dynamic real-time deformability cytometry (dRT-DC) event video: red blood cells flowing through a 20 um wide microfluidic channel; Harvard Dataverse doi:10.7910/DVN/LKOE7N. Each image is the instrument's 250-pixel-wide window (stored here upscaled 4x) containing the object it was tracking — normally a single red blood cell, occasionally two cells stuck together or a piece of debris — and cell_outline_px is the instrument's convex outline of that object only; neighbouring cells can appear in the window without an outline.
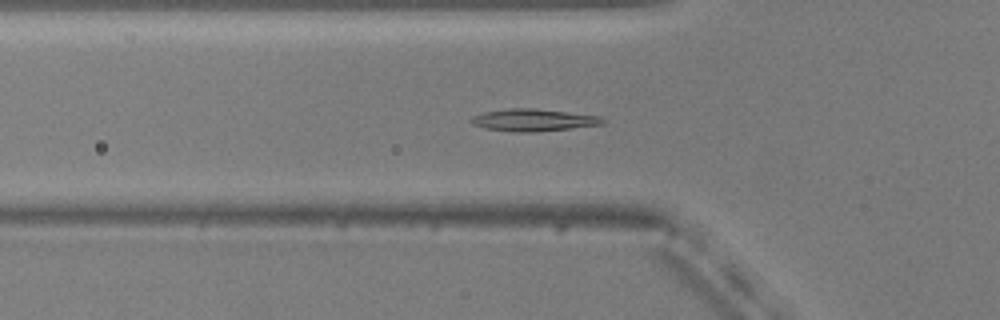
{"species": "common noctule bat (a hibernating species)", "species_latin": "Nyctalus noctula", "temperature_condition": "warm", "stored_images_in_passage": 37, "camera_frame_rate_fps": 3000, "um_per_image_px": 0.085, "animal": {"sex": "male", "body_mass_g": 20.5, "forearm_length_mm": 52.5}, "frame": {"image": 1, "passage_image": 10, "time_ms": 3.0, "image_size_px": [1000, 320], "cell_outline_px": [[608, 120], [604, 124], [572, 128], [528, 132], [516, 132], [488, 128], [472, 124], [472, 116], [484, 112], [508, 108], [536, 108], [600, 116]], "centroid_in_image_um": [45.4, 10.19], "position_along_channel_um": 80.4, "area_um2": 16.88}}
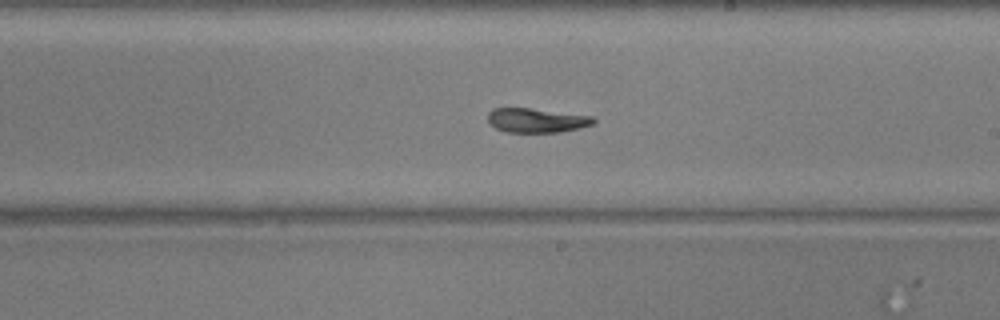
{"frame": {"image": 2, "passage_image": 23, "time_ms": 7.333, "image_size_px": [1000, 320], "cell_outline_px": [[596, 124], [580, 128], [560, 132], [508, 132], [496, 128], [488, 120], [488, 112], [492, 108], [528, 108], [596, 116]], "centroid_in_image_um": [45.68, 10.22], "position_along_channel_um": 243.3, "area_um2": 15.09}}
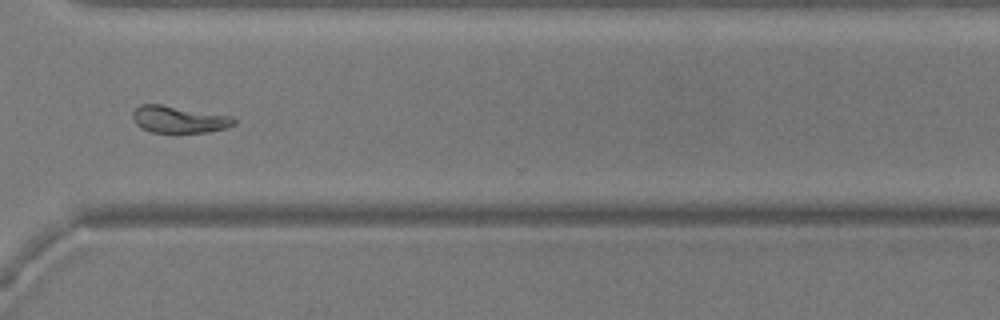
{"frame": {"image": 3, "passage_image": 32, "time_ms": 10.333, "image_size_px": [1000, 320], "cell_outline_px": [[236, 124], [224, 128], [208, 132], [152, 132], [140, 128], [136, 124], [132, 116], [132, 112], [140, 104], [160, 104], [232, 116], [236, 120]], "centroid_in_image_um": [15.19, 10.14], "position_along_channel_um": 355.4, "area_um2": 15.84}, "authors_computed_cell_mechanics": {"area_um2": 15.8372, "velocity_mm_per_s": 3.7445, "shape_relaxation_time_tau1_ms": null, "shape_relaxation_time_tau2_ms": 2.1838, "deformation_change_tau1": null, "deformation_change_tau2": 0.0713}}